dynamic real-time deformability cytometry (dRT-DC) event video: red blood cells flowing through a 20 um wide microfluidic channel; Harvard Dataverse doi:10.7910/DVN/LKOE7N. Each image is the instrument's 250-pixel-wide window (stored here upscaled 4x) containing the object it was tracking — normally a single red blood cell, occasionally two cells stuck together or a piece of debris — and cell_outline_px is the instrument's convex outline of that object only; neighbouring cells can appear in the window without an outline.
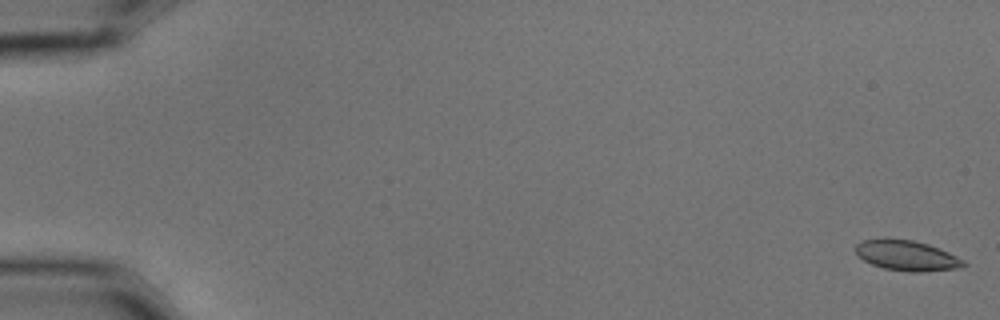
{"species": "common noctule bat (a hibernating species)", "species_latin": "Nyctalus noctula", "temperature_condition": "cold", "stored_images_in_passage": 4, "camera_frame_rate_fps": 3000, "um_per_image_px": 0.085, "animal": {"sex": "male", "body_mass_g": 15.6}, "frame": {"image": 1, "passage_image": 1, "time_ms": 0.0, "image_size_px": [1000, 320], "cell_outline_px": [[968, 264], [960, 268], [920, 272], [908, 272], [884, 268], [872, 264], [864, 260], [856, 252], [856, 244], [864, 240], [884, 236], [912, 240], [928, 244], [948, 252], [964, 260]], "centroid_in_image_um": [77.07, 21.7], "position_along_channel_um": 7.9, "area_um2": 19.31}}